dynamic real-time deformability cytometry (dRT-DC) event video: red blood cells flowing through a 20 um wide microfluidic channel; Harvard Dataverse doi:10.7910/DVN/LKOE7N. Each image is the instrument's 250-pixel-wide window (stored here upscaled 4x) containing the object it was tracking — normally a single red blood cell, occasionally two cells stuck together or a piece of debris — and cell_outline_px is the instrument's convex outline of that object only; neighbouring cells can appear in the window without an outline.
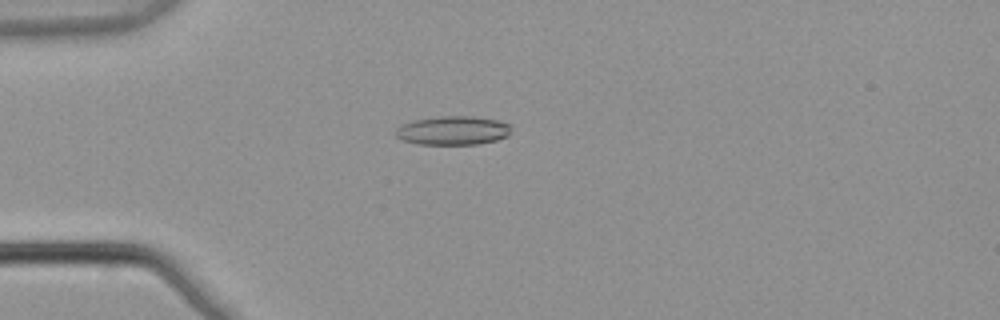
{"species": "common noctule bat (a hibernating species)", "species_latin": "Nyctalus noctula", "temperature_condition": "warm", "stored_images_in_passage": 6, "camera_frame_rate_fps": 3000, "um_per_image_px": 0.085, "animal": {"sex": "male", "body_mass_g": 21.5, "forearm_length_mm": 52.0}, "frame": {"image": 1, "passage_image": 5, "time_ms": 1.333, "image_size_px": [1000, 320], "cell_outline_px": [[508, 136], [496, 140], [476, 144], [420, 144], [404, 140], [396, 136], [396, 128], [412, 120], [440, 116], [472, 116], [496, 120], [508, 124]], "centroid_in_image_um": [38.46, 11.09], "position_along_channel_um": 46.5, "area_um2": 19.07}}